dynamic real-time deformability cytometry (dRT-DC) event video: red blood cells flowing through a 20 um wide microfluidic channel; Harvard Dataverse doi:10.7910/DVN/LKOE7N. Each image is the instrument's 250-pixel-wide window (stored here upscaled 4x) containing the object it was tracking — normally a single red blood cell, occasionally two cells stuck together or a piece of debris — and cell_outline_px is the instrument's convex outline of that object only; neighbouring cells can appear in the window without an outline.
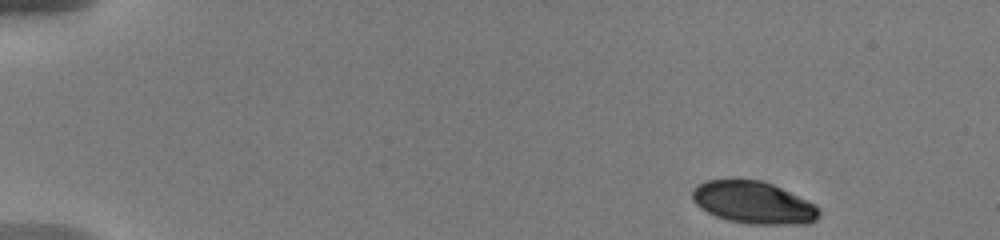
{"species": "human", "species_latin": "Homo sapiens", "temperature_condition": "warm", "stored_images_in_passage": 32, "camera_frame_rate_fps": 3000, "um_per_image_px": 0.085, "donor": {"sex": "male"}, "frame": {"image": 1, "passage_image": 1, "time_ms": 0.0, "image_size_px": [1000, 240], "cell_outline_px": [[820, 216], [812, 224], [748, 224], [728, 220], [716, 216], [700, 208], [692, 200], [692, 188], [708, 180], [760, 180], [772, 184], [808, 200], [816, 204], [820, 212]], "centroid_in_image_um": [64.08, 17.24], "position_along_channel_um": 20.9, "area_um2": 31.27}}
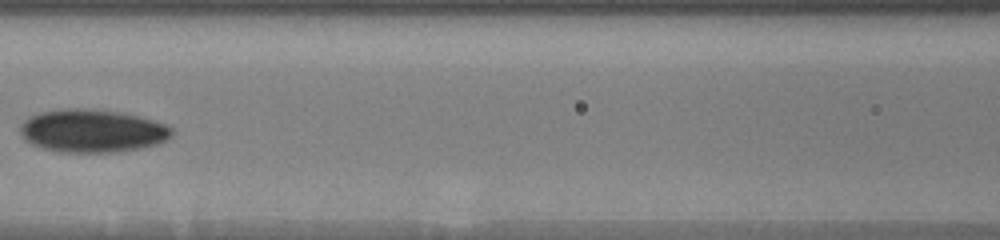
{"frame": {"image": 2, "passage_image": 16, "time_ms": 7.0, "image_size_px": [1000, 240], "cell_outline_px": [[172, 132], [164, 140], [156, 144], [140, 148], [112, 152], [56, 152], [40, 148], [24, 140], [20, 132], [20, 124], [28, 116], [40, 112], [56, 108], [96, 108], [124, 112], [140, 116], [164, 124], [172, 128]], "centroid_in_image_um": [7.76, 11.1], "position_along_channel_um": 158.8, "area_um2": 38.44}}
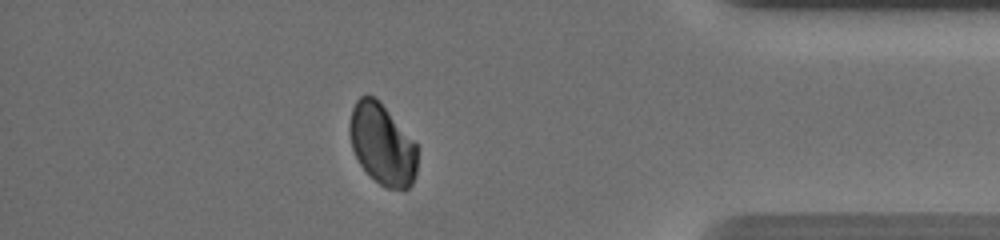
{"frame": {"image": 3, "passage_image": 31, "time_ms": 14.333, "image_size_px": [1000, 240], "cell_outline_px": [[416, 176], [412, 184], [408, 188], [388, 188], [380, 184], [360, 164], [352, 148], [348, 132], [348, 124], [352, 108], [356, 100], [360, 96], [376, 96], [380, 100], [416, 144]], "centroid_in_image_um": [32.46, 12.23], "position_along_channel_um": 402.7, "area_um2": 31.85}, "authors_computed_cell_mechanics": {"area_um2": 34.8823, "velocity_mm_per_s": 3.6713, "shape_relaxation_time_tau1_ms": 3.3205, "shape_relaxation_time_tau2_ms": 8.6397, "deformation_change_tau1": 0.0889, "deformation_change_tau2": 0.0772}}